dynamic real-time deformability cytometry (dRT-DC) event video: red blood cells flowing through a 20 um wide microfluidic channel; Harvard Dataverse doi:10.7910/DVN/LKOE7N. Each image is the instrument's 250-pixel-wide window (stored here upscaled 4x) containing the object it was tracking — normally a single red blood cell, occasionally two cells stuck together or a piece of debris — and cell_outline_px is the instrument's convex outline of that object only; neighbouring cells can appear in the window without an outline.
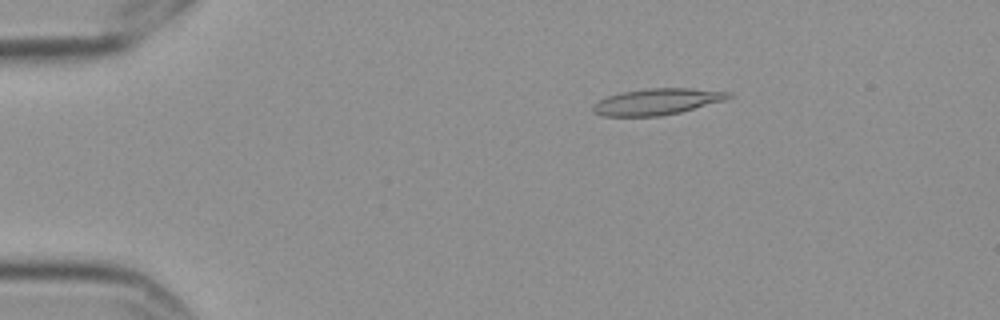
{"species": "Egyptian fruit bat (a non-hibernating species)", "species_latin": "Rousettus aegyptiacus", "temperature_condition": "cold", "stored_images_in_passage": 4, "camera_frame_rate_fps": 3000, "um_per_image_px": 0.085, "frame": {"image": 1, "passage_image": 3, "time_ms": 0.667, "image_size_px": [1000, 320], "cell_outline_px": [[732, 96], [724, 100], [680, 112], [660, 116], [604, 116], [592, 112], [592, 104], [608, 96], [620, 92], [644, 88], [692, 88], [732, 92]], "centroid_in_image_um": [55.82, 8.63], "position_along_channel_um": 29.2, "area_um2": 20.81}}